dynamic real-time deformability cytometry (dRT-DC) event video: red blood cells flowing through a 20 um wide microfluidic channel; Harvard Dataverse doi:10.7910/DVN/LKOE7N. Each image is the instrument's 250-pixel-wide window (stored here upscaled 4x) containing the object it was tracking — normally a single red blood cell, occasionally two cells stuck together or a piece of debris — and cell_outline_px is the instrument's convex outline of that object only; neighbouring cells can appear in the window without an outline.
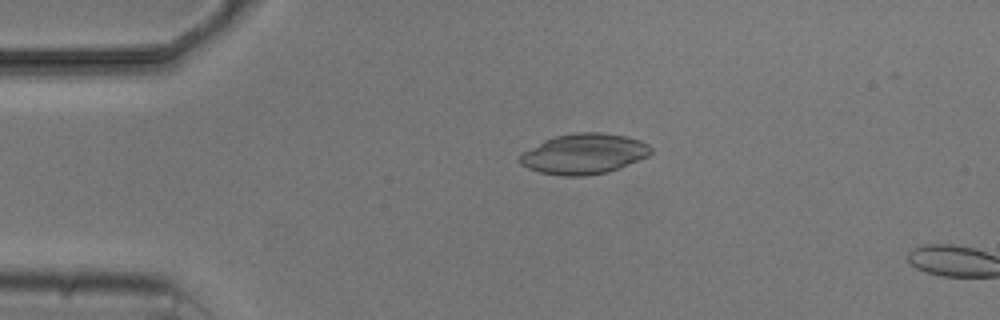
{"species": "common noctule bat (a hibernating species)", "species_latin": "Nyctalus noctula", "temperature_condition": "cold", "stored_images_in_passage": 3, "camera_frame_rate_fps": 3000, "um_per_image_px": 0.085, "animal": {"sex": "male", "body_mass_g": 20.5, "forearm_length_mm": 52.5}, "frame": {"image": 1, "passage_image": 2, "time_ms": 1.0, "image_size_px": [1000, 320], "cell_outline_px": [[652, 152], [648, 156], [620, 168], [608, 172], [584, 176], [564, 176], [540, 172], [528, 168], [520, 164], [520, 156], [524, 152], [544, 140], [556, 136], [576, 132], [604, 132], [624, 136], [640, 140], [648, 144], [652, 148]], "centroid_in_image_um": [49.67, 13.08], "position_along_channel_um": 35.3, "area_um2": 30.75}}